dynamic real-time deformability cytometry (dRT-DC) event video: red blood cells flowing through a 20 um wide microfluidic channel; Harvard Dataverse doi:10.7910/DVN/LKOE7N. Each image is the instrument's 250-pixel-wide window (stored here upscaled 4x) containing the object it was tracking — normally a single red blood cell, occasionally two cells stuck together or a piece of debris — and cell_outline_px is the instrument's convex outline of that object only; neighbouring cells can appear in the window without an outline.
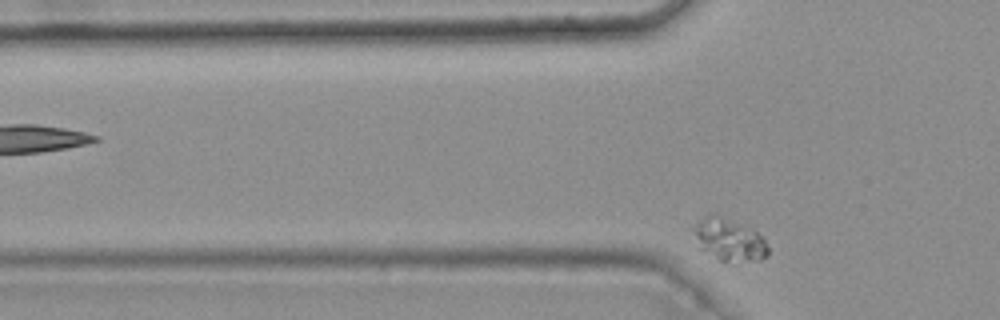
{"species": "common noctule bat (a hibernating species)", "species_latin": "Nyctalus noctula", "temperature_condition": "warm", "stored_images_in_passage": 5, "camera_frame_rate_fps": 3000, "um_per_image_px": 0.085, "animal": {"sex": "female", "body_mass_g": 25.1}, "frame": {"image": 1, "passage_image": 5, "time_ms": 1.333, "image_size_px": [1000, 320], "cell_outline_px": [[768, 256], [760, 260], [720, 260], [704, 252], [700, 248], [692, 228], [708, 212], [716, 212], [752, 228], [764, 240], [768, 248]], "centroid_in_image_um": [61.95, 20.31], "position_along_channel_um": 63.8, "area_um2": 18.38}}